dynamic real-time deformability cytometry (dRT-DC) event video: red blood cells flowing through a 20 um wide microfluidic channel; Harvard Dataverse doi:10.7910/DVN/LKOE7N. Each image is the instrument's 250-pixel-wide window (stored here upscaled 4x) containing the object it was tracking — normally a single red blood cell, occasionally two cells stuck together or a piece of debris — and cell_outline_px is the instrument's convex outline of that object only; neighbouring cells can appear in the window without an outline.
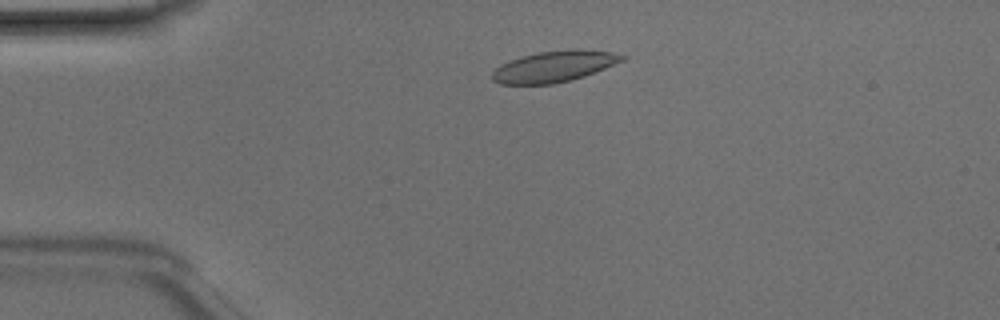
{"species": "Egyptian fruit bat (a non-hibernating species)", "species_latin": "Rousettus aegyptiacus", "temperature_condition": "room temperature", "stored_images_in_passage": 45, "camera_frame_rate_fps": 3000, "um_per_image_px": 0.085, "animal": {"sex": "male"}, "frame": {"image": 1, "passage_image": 7, "time_ms": 2.0, "image_size_px": [1000, 320], "cell_outline_px": [[628, 56], [624, 60], [596, 72], [572, 80], [552, 84], [500, 84], [492, 80], [492, 72], [500, 64], [524, 56], [540, 52], [576, 48], [580, 48], [612, 52]], "centroid_in_image_um": [47.14, 5.64], "position_along_channel_um": 37.9, "area_um2": 23.58}}
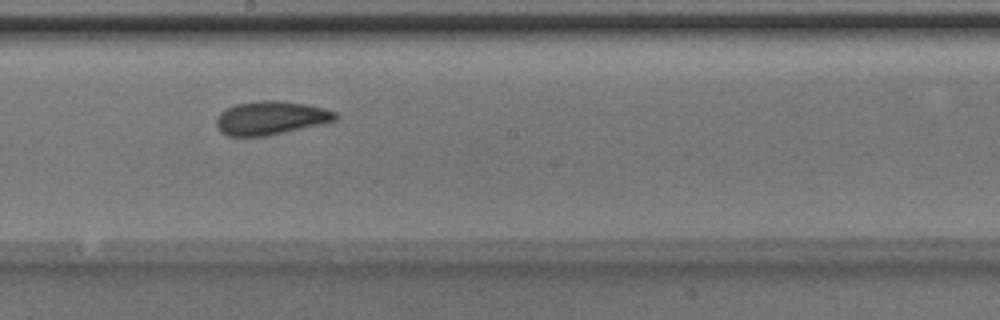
{"frame": {"image": 2, "passage_image": 23, "time_ms": 7.333, "image_size_px": [1000, 320], "cell_outline_px": [[340, 116], [336, 120], [284, 132], [264, 136], [228, 136], [220, 132], [216, 124], [216, 120], [220, 112], [236, 104], [260, 100], [276, 100], [308, 104], [324, 108], [336, 112]], "centroid_in_image_um": [23.01, 10.01], "position_along_channel_um": 225.2, "area_um2": 23.18}}
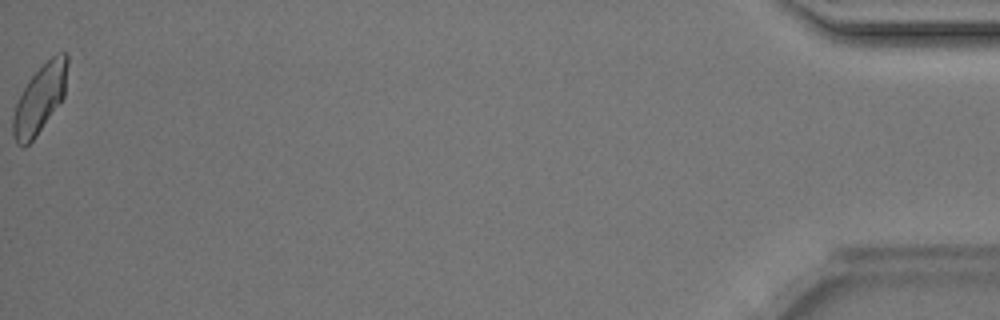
{"frame": {"image": 3, "passage_image": 45, "time_ms": 14.667, "image_size_px": [1000, 320], "cell_outline_px": [[68, 60], [64, 96], [36, 136], [24, 148], [20, 148], [16, 144], [12, 132], [12, 116], [16, 104], [28, 80], [56, 52], [68, 52]], "centroid_in_image_um": [3.37, 8.42], "position_along_channel_um": 431.8, "area_um2": 21.5}, "authors_computed_cell_mechanics": {"area_um2": 22.831, "velocity_mm_per_s": 4.1593, "shape_relaxation_time_tau1_ms": 2.505, "shape_relaxation_time_tau2_ms": 1.1685, "deformation_change_tau1": 0.093, "deformation_change_tau2": 0.0432}}